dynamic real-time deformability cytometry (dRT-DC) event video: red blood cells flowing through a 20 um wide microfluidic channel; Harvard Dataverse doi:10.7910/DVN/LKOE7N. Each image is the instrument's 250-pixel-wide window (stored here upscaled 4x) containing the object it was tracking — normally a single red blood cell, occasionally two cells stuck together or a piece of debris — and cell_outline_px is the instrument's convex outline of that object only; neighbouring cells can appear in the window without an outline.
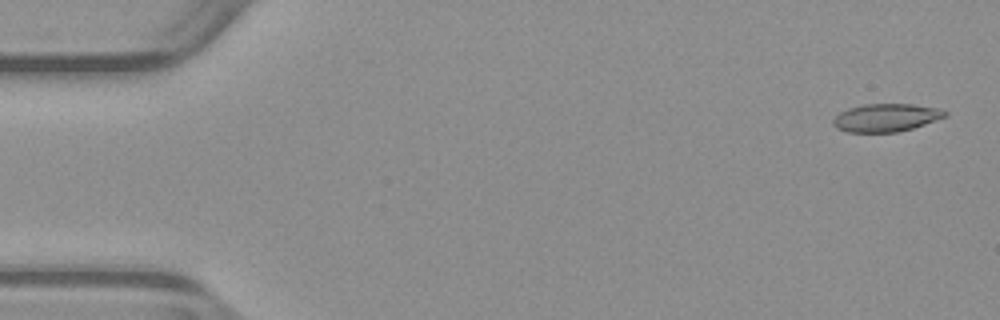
{"species": "common noctule bat (a hibernating species)", "species_latin": "Nyctalus noctula", "temperature_condition": "warm", "stored_images_in_passage": 15, "camera_frame_rate_fps": 3000, "um_per_image_px": 0.085, "animal": {"sex": "male", "body_mass_g": 23.1, "forearm_length_mm": 52.7}, "frame": {"image": 1, "passage_image": 2, "time_ms": 0.333, "image_size_px": [1000, 320], "cell_outline_px": [[948, 116], [912, 128], [896, 132], [848, 132], [836, 128], [832, 124], [832, 120], [840, 112], [848, 108], [864, 104], [912, 104], [940, 108], [948, 112]], "centroid_in_image_um": [75.32, 9.99], "position_along_channel_um": 9.7, "area_um2": 18.26}}
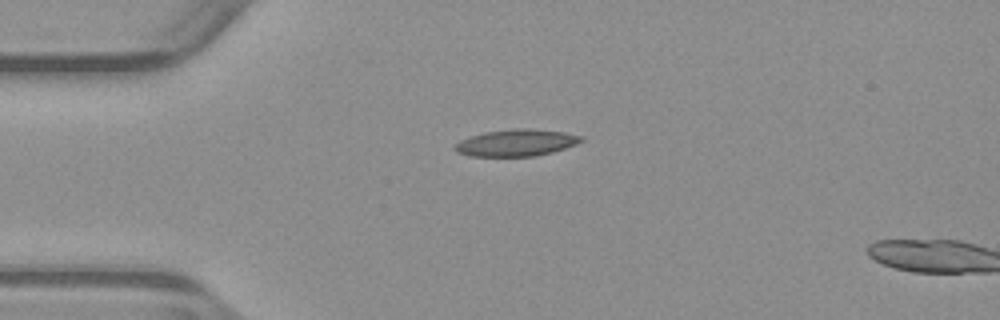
{"frame": {"image": 2, "passage_image": 13, "time_ms": 4.0, "image_size_px": [1000, 320], "cell_outline_px": [[584, 140], [576, 144], [552, 152], [536, 156], [468, 156], [456, 152], [452, 148], [452, 144], [460, 140], [484, 132], [516, 128], [528, 128], [564, 132], [584, 136]], "centroid_in_image_um": [43.85, 12.13], "position_along_channel_um": 41.1, "area_um2": 19.88}}